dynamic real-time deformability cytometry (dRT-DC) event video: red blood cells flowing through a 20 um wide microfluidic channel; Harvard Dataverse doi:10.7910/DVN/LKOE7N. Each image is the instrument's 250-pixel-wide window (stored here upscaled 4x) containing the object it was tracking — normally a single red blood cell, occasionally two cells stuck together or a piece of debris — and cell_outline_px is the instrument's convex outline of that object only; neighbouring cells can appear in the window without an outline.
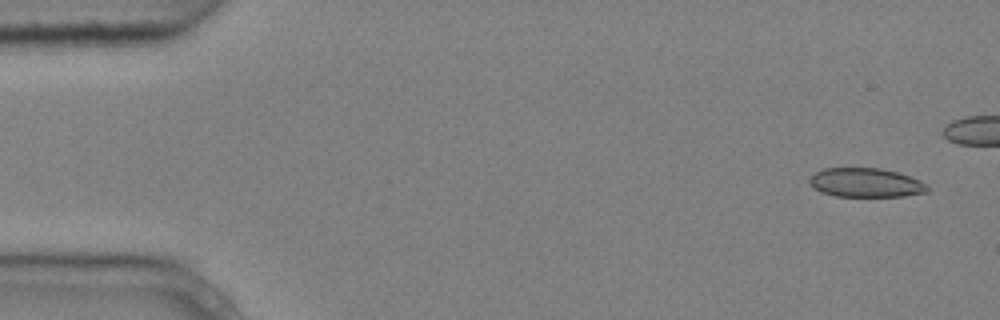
{"species": "common noctule bat (a hibernating species)", "species_latin": "Nyctalus noctula", "temperature_condition": "cold", "stored_images_in_passage": 7, "camera_frame_rate_fps": 3000, "um_per_image_px": 0.085, "animal": {"sex": "male", "body_mass_g": 20.4}, "frame": {"image": 1, "passage_image": 1, "time_ms": 0.0, "image_size_px": [1000, 320], "cell_outline_px": [[928, 192], [904, 196], [836, 196], [820, 192], [812, 188], [808, 180], [808, 176], [824, 168], [880, 168], [896, 172], [920, 180], [928, 188]], "centroid_in_image_um": [73.52, 15.53], "position_along_channel_um": 11.5, "area_um2": 20.0}}